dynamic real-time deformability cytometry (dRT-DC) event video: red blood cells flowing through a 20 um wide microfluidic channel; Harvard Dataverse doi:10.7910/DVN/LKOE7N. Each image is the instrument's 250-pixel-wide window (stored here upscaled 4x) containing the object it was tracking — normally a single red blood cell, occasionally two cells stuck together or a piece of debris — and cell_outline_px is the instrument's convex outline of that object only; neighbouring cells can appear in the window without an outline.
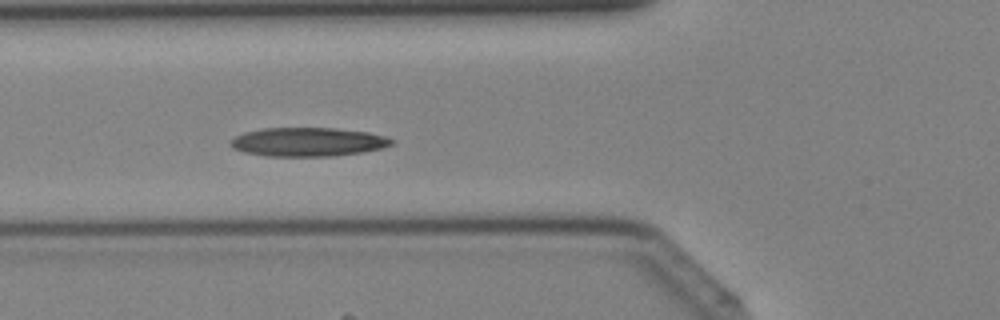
{"species": "Egyptian fruit bat (a non-hibernating species)", "species_latin": "Rousettus aegyptiacus", "temperature_condition": "cold", "stored_images_in_passage": 42, "camera_frame_rate_fps": 3000, "um_per_image_px": 0.085, "animal": {"sex": "female"}, "frame": {"image": 1, "passage_image": 16, "time_ms": 5.0, "image_size_px": [1000, 320], "cell_outline_px": [[396, 140], [392, 144], [380, 148], [364, 152], [332, 156], [264, 156], [244, 152], [232, 148], [228, 144], [236, 136], [244, 132], [264, 128], [336, 128], [368, 132], [384, 136]], "centroid_in_image_um": [26.16, 12.06], "position_along_channel_um": 99.6, "area_um2": 27.11}}
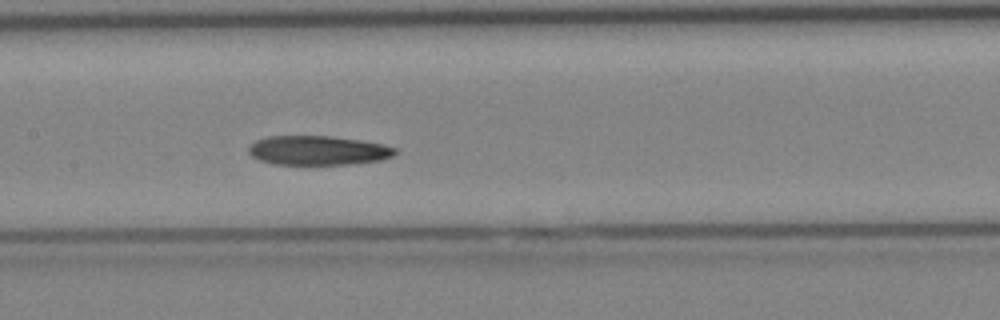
{"frame": {"image": 2, "passage_image": 21, "time_ms": 6.667, "image_size_px": [1000, 320], "cell_outline_px": [[396, 152], [392, 156], [380, 160], [348, 164], [276, 164], [260, 160], [252, 156], [248, 152], [248, 148], [256, 140], [268, 136], [332, 136], [384, 144], [396, 148]], "centroid_in_image_um": [27.02, 12.78], "position_along_channel_um": 180.4, "area_um2": 24.8}}
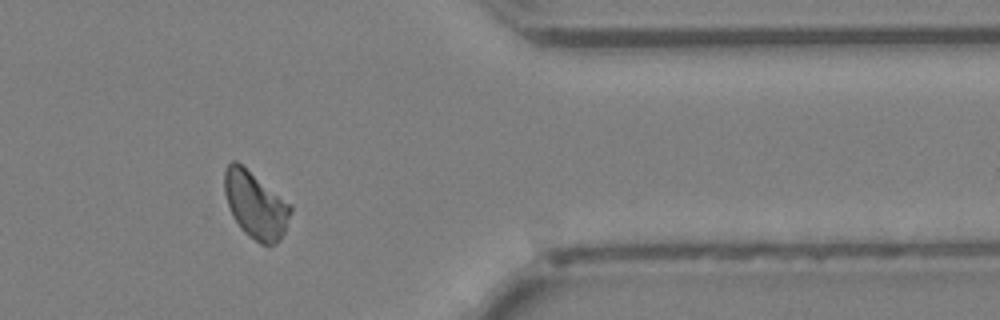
{"frame": {"image": 3, "passage_image": 35, "time_ms": 11.333, "image_size_px": [1000, 320], "cell_outline_px": [[292, 212], [284, 232], [280, 240], [268, 248], [260, 244], [248, 236], [240, 228], [232, 216], [224, 192], [224, 172], [228, 164], [232, 160], [236, 160], [292, 204]], "centroid_in_image_um": [21.73, 17.45], "position_along_channel_um": 389.7, "area_um2": 26.07}}